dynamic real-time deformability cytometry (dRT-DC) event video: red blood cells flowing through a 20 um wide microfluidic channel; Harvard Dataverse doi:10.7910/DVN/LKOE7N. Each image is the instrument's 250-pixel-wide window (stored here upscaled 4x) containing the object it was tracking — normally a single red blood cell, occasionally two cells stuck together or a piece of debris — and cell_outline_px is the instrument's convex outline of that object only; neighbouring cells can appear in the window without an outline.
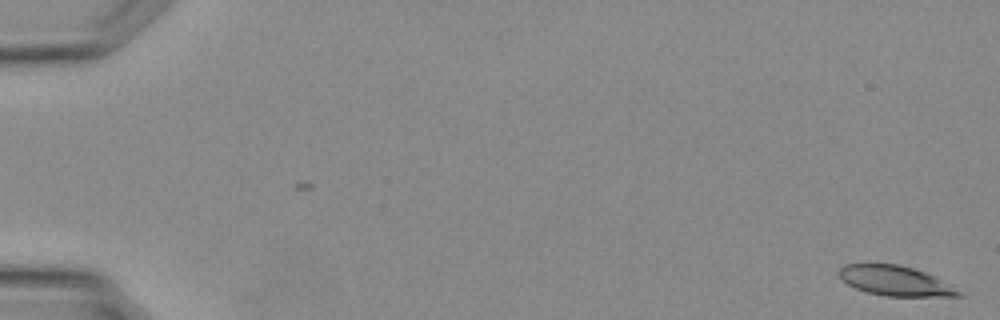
{"species": "Egyptian fruit bat (a non-hibernating species)", "species_latin": "Rousettus aegyptiacus", "temperature_condition": "warm", "stored_images_in_passage": 2, "camera_frame_rate_fps": 3000, "um_per_image_px": 0.085, "animal": {"sex": "female"}, "frame": {"image": 1, "passage_image": 2, "time_ms": 0.333, "image_size_px": [1000, 320], "cell_outline_px": [[964, 296], [884, 296], [868, 292], [856, 288], [848, 284], [836, 272], [844, 264], [896, 264], [912, 268], [924, 272], [940, 280], [960, 292]], "centroid_in_image_um": [76.03, 23.87], "position_along_channel_um": 9.0, "area_um2": 20.29}}